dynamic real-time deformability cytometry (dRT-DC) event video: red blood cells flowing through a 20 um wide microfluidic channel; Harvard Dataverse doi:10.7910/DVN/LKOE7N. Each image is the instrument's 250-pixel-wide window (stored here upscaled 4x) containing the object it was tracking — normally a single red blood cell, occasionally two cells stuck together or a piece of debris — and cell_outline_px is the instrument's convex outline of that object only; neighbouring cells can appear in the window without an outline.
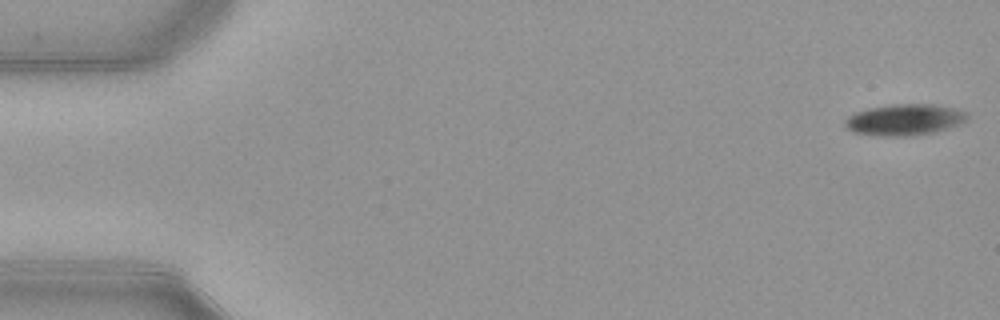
{"species": "common noctule bat (a hibernating species)", "species_latin": "Nyctalus noctula", "temperature_condition": "warm", "stored_images_in_passage": 52, "camera_frame_rate_fps": 3000, "um_per_image_px": 0.085, "animal": {"sex": "female", "body_mass_g": 21.9}, "frame": {"image": 1, "passage_image": 1, "time_ms": 0.0, "image_size_px": [1000, 320], "cell_outline_px": [[968, 116], [964, 120], [956, 124], [932, 132], [908, 136], [876, 136], [852, 132], [844, 124], [844, 120], [848, 116], [856, 112], [868, 108], [892, 104], [936, 104], [968, 112]], "centroid_in_image_um": [76.81, 10.17], "position_along_channel_um": 8.2, "area_um2": 22.02}}
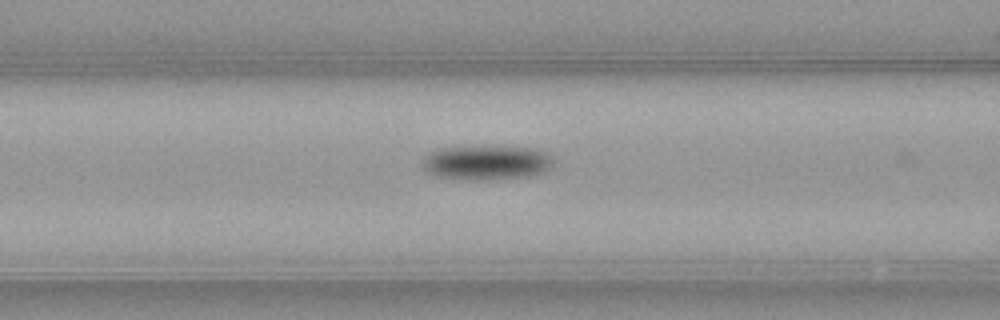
{"frame": {"image": 2, "passage_image": 21, "time_ms": 6.667, "image_size_px": [1000, 320], "cell_outline_px": [[552, 164], [548, 168], [540, 172], [528, 176], [488, 180], [464, 180], [436, 176], [428, 172], [420, 164], [420, 160], [428, 152], [436, 148], [500, 144], [536, 148], [548, 152], [552, 156]], "centroid_in_image_um": [41.3, 13.77], "position_along_channel_um": 125.3, "area_um2": 27.51}}
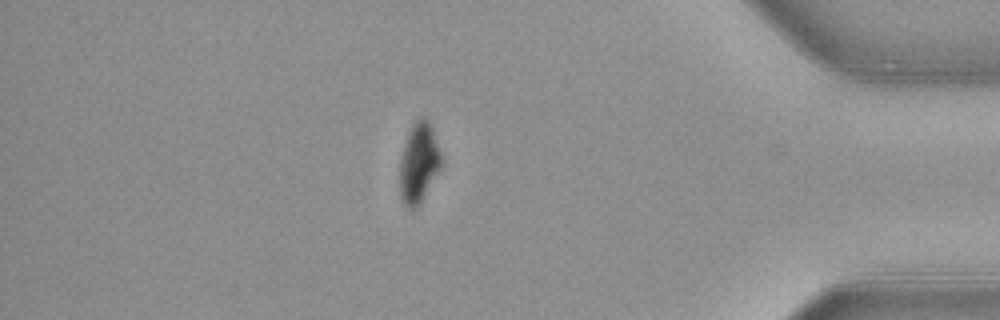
{"frame": {"image": 3, "passage_image": 45, "time_ms": 14.667, "image_size_px": [1000, 320], "cell_outline_px": [[440, 168], [420, 204], [416, 208], [408, 208], [400, 200], [400, 156], [408, 132], [412, 124], [420, 116], [424, 116], [428, 120], [432, 128], [440, 152]], "centroid_in_image_um": [35.56, 13.84], "position_along_channel_um": 399.6, "area_um2": 19.25}, "authors_computed_cell_mechanics": {"area_um2": 23.2356, "velocity_mm_per_s": 3.914, "shape_relaxation_time_tau1_ms": 2.001, "shape_relaxation_time_tau2_ms": null, "deformation_change_tau1": 0.0987, "deformation_change_tau2": null}}